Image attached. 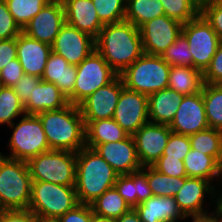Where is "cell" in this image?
I'll list each match as a JSON object with an SVG mask.
<instances>
[{"label": "cell", "mask_w": 222, "mask_h": 222, "mask_svg": "<svg viewBox=\"0 0 222 222\" xmlns=\"http://www.w3.org/2000/svg\"><path fill=\"white\" fill-rule=\"evenodd\" d=\"M95 49L118 75L144 54L140 29L126 20L104 25Z\"/></svg>", "instance_id": "6da1fadb"}, {"label": "cell", "mask_w": 222, "mask_h": 222, "mask_svg": "<svg viewBox=\"0 0 222 222\" xmlns=\"http://www.w3.org/2000/svg\"><path fill=\"white\" fill-rule=\"evenodd\" d=\"M51 150L77 153L86 147L85 122L78 105L38 113Z\"/></svg>", "instance_id": "7a4b0ae2"}, {"label": "cell", "mask_w": 222, "mask_h": 222, "mask_svg": "<svg viewBox=\"0 0 222 222\" xmlns=\"http://www.w3.org/2000/svg\"><path fill=\"white\" fill-rule=\"evenodd\" d=\"M118 174L94 149L84 147L76 153L75 190L80 204L90 205L114 187Z\"/></svg>", "instance_id": "3957f363"}, {"label": "cell", "mask_w": 222, "mask_h": 222, "mask_svg": "<svg viewBox=\"0 0 222 222\" xmlns=\"http://www.w3.org/2000/svg\"><path fill=\"white\" fill-rule=\"evenodd\" d=\"M31 189L27 162L0 155V210L28 209Z\"/></svg>", "instance_id": "277c9868"}, {"label": "cell", "mask_w": 222, "mask_h": 222, "mask_svg": "<svg viewBox=\"0 0 222 222\" xmlns=\"http://www.w3.org/2000/svg\"><path fill=\"white\" fill-rule=\"evenodd\" d=\"M170 68L160 55L144 53L119 76L125 88L149 96L168 88Z\"/></svg>", "instance_id": "5b68a950"}, {"label": "cell", "mask_w": 222, "mask_h": 222, "mask_svg": "<svg viewBox=\"0 0 222 222\" xmlns=\"http://www.w3.org/2000/svg\"><path fill=\"white\" fill-rule=\"evenodd\" d=\"M78 204L75 185L32 181L28 210L38 218L57 220Z\"/></svg>", "instance_id": "8992f818"}, {"label": "cell", "mask_w": 222, "mask_h": 222, "mask_svg": "<svg viewBox=\"0 0 222 222\" xmlns=\"http://www.w3.org/2000/svg\"><path fill=\"white\" fill-rule=\"evenodd\" d=\"M19 119L17 124L14 122L9 126L13 128L11 138L8 140L9 145H7L11 153L6 156L0 152V155L9 159L28 162L40 153L50 151L39 117L25 114L22 119L21 117Z\"/></svg>", "instance_id": "52a82bcc"}, {"label": "cell", "mask_w": 222, "mask_h": 222, "mask_svg": "<svg viewBox=\"0 0 222 222\" xmlns=\"http://www.w3.org/2000/svg\"><path fill=\"white\" fill-rule=\"evenodd\" d=\"M27 164L32 181L51 182L58 185H75V152L50 150L30 159Z\"/></svg>", "instance_id": "ba28073f"}, {"label": "cell", "mask_w": 222, "mask_h": 222, "mask_svg": "<svg viewBox=\"0 0 222 222\" xmlns=\"http://www.w3.org/2000/svg\"><path fill=\"white\" fill-rule=\"evenodd\" d=\"M76 68L74 89L67 97L73 105H79L93 92L108 85L118 76L96 49Z\"/></svg>", "instance_id": "9c48e42d"}, {"label": "cell", "mask_w": 222, "mask_h": 222, "mask_svg": "<svg viewBox=\"0 0 222 222\" xmlns=\"http://www.w3.org/2000/svg\"><path fill=\"white\" fill-rule=\"evenodd\" d=\"M182 34L189 43L193 68L204 73L222 42L201 14L183 24Z\"/></svg>", "instance_id": "30bf717a"}, {"label": "cell", "mask_w": 222, "mask_h": 222, "mask_svg": "<svg viewBox=\"0 0 222 222\" xmlns=\"http://www.w3.org/2000/svg\"><path fill=\"white\" fill-rule=\"evenodd\" d=\"M213 185L211 181L202 178L186 177L174 199L187 219L190 217L192 221H207L212 212L204 210V199L209 194L215 200L216 186Z\"/></svg>", "instance_id": "8fae6325"}, {"label": "cell", "mask_w": 222, "mask_h": 222, "mask_svg": "<svg viewBox=\"0 0 222 222\" xmlns=\"http://www.w3.org/2000/svg\"><path fill=\"white\" fill-rule=\"evenodd\" d=\"M182 27V23L166 15L144 23L139 28L144 53L161 55L180 36Z\"/></svg>", "instance_id": "7c38bea8"}, {"label": "cell", "mask_w": 222, "mask_h": 222, "mask_svg": "<svg viewBox=\"0 0 222 222\" xmlns=\"http://www.w3.org/2000/svg\"><path fill=\"white\" fill-rule=\"evenodd\" d=\"M113 119L129 135H134L149 122L148 96L124 87L120 93Z\"/></svg>", "instance_id": "4fadbf2b"}, {"label": "cell", "mask_w": 222, "mask_h": 222, "mask_svg": "<svg viewBox=\"0 0 222 222\" xmlns=\"http://www.w3.org/2000/svg\"><path fill=\"white\" fill-rule=\"evenodd\" d=\"M123 88V81L118 75L108 85L99 88L85 98L78 105L84 121L113 118Z\"/></svg>", "instance_id": "5bb4252c"}, {"label": "cell", "mask_w": 222, "mask_h": 222, "mask_svg": "<svg viewBox=\"0 0 222 222\" xmlns=\"http://www.w3.org/2000/svg\"><path fill=\"white\" fill-rule=\"evenodd\" d=\"M95 49V39L65 23L53 44L52 52L59 54L69 64L79 65Z\"/></svg>", "instance_id": "9a60e30c"}, {"label": "cell", "mask_w": 222, "mask_h": 222, "mask_svg": "<svg viewBox=\"0 0 222 222\" xmlns=\"http://www.w3.org/2000/svg\"><path fill=\"white\" fill-rule=\"evenodd\" d=\"M172 130L166 124L147 122L133 136L140 164L152 166L163 154Z\"/></svg>", "instance_id": "2e32d148"}, {"label": "cell", "mask_w": 222, "mask_h": 222, "mask_svg": "<svg viewBox=\"0 0 222 222\" xmlns=\"http://www.w3.org/2000/svg\"><path fill=\"white\" fill-rule=\"evenodd\" d=\"M168 126L172 132L186 136L209 128L202 91L184 96L172 122Z\"/></svg>", "instance_id": "e0dca14e"}, {"label": "cell", "mask_w": 222, "mask_h": 222, "mask_svg": "<svg viewBox=\"0 0 222 222\" xmlns=\"http://www.w3.org/2000/svg\"><path fill=\"white\" fill-rule=\"evenodd\" d=\"M94 150L118 175L131 174L142 169L132 135L120 141L99 144Z\"/></svg>", "instance_id": "ac0fdd59"}, {"label": "cell", "mask_w": 222, "mask_h": 222, "mask_svg": "<svg viewBox=\"0 0 222 222\" xmlns=\"http://www.w3.org/2000/svg\"><path fill=\"white\" fill-rule=\"evenodd\" d=\"M65 23L64 6L59 3H47L22 32L40 42L52 45Z\"/></svg>", "instance_id": "d6986e66"}, {"label": "cell", "mask_w": 222, "mask_h": 222, "mask_svg": "<svg viewBox=\"0 0 222 222\" xmlns=\"http://www.w3.org/2000/svg\"><path fill=\"white\" fill-rule=\"evenodd\" d=\"M51 51V45L31 38L23 32L17 37V59L24 74L42 77Z\"/></svg>", "instance_id": "ffe728a7"}, {"label": "cell", "mask_w": 222, "mask_h": 222, "mask_svg": "<svg viewBox=\"0 0 222 222\" xmlns=\"http://www.w3.org/2000/svg\"><path fill=\"white\" fill-rule=\"evenodd\" d=\"M66 23L96 39L103 28L92 0H66Z\"/></svg>", "instance_id": "44dd1931"}, {"label": "cell", "mask_w": 222, "mask_h": 222, "mask_svg": "<svg viewBox=\"0 0 222 222\" xmlns=\"http://www.w3.org/2000/svg\"><path fill=\"white\" fill-rule=\"evenodd\" d=\"M134 210L141 222H177L187 217L180 211L174 197L151 196Z\"/></svg>", "instance_id": "7402d4cb"}, {"label": "cell", "mask_w": 222, "mask_h": 222, "mask_svg": "<svg viewBox=\"0 0 222 222\" xmlns=\"http://www.w3.org/2000/svg\"><path fill=\"white\" fill-rule=\"evenodd\" d=\"M70 103L67 96L54 83L41 80L24 104L26 115L64 108Z\"/></svg>", "instance_id": "603a6c76"}, {"label": "cell", "mask_w": 222, "mask_h": 222, "mask_svg": "<svg viewBox=\"0 0 222 222\" xmlns=\"http://www.w3.org/2000/svg\"><path fill=\"white\" fill-rule=\"evenodd\" d=\"M185 95L170 88L148 96L149 122L169 125Z\"/></svg>", "instance_id": "cb8c5ba5"}, {"label": "cell", "mask_w": 222, "mask_h": 222, "mask_svg": "<svg viewBox=\"0 0 222 222\" xmlns=\"http://www.w3.org/2000/svg\"><path fill=\"white\" fill-rule=\"evenodd\" d=\"M76 75V65L69 64L66 59L51 51L41 79L54 83L68 97L73 92Z\"/></svg>", "instance_id": "d4e9b609"}, {"label": "cell", "mask_w": 222, "mask_h": 222, "mask_svg": "<svg viewBox=\"0 0 222 222\" xmlns=\"http://www.w3.org/2000/svg\"><path fill=\"white\" fill-rule=\"evenodd\" d=\"M114 187L132 209L153 196L147 177L141 170L118 175Z\"/></svg>", "instance_id": "484cf974"}, {"label": "cell", "mask_w": 222, "mask_h": 222, "mask_svg": "<svg viewBox=\"0 0 222 222\" xmlns=\"http://www.w3.org/2000/svg\"><path fill=\"white\" fill-rule=\"evenodd\" d=\"M84 122L86 147L91 149L99 144L120 141L129 136L113 118Z\"/></svg>", "instance_id": "4316f807"}, {"label": "cell", "mask_w": 222, "mask_h": 222, "mask_svg": "<svg viewBox=\"0 0 222 222\" xmlns=\"http://www.w3.org/2000/svg\"><path fill=\"white\" fill-rule=\"evenodd\" d=\"M187 177L202 178L213 182L221 176L222 165L212 156L191 150L183 160Z\"/></svg>", "instance_id": "83f0119b"}, {"label": "cell", "mask_w": 222, "mask_h": 222, "mask_svg": "<svg viewBox=\"0 0 222 222\" xmlns=\"http://www.w3.org/2000/svg\"><path fill=\"white\" fill-rule=\"evenodd\" d=\"M204 85L203 73L193 67L171 66L168 88L183 95L200 93Z\"/></svg>", "instance_id": "f1b7e54d"}, {"label": "cell", "mask_w": 222, "mask_h": 222, "mask_svg": "<svg viewBox=\"0 0 222 222\" xmlns=\"http://www.w3.org/2000/svg\"><path fill=\"white\" fill-rule=\"evenodd\" d=\"M90 206L94 215L110 219L120 218L132 209L115 187L106 190Z\"/></svg>", "instance_id": "f546056e"}, {"label": "cell", "mask_w": 222, "mask_h": 222, "mask_svg": "<svg viewBox=\"0 0 222 222\" xmlns=\"http://www.w3.org/2000/svg\"><path fill=\"white\" fill-rule=\"evenodd\" d=\"M165 15L160 0H129L126 2V21L140 28L144 23Z\"/></svg>", "instance_id": "4dcf8cb0"}, {"label": "cell", "mask_w": 222, "mask_h": 222, "mask_svg": "<svg viewBox=\"0 0 222 222\" xmlns=\"http://www.w3.org/2000/svg\"><path fill=\"white\" fill-rule=\"evenodd\" d=\"M141 171L147 177L153 196L174 197L186 180V177H171L162 174L152 166H143Z\"/></svg>", "instance_id": "1f68e13d"}, {"label": "cell", "mask_w": 222, "mask_h": 222, "mask_svg": "<svg viewBox=\"0 0 222 222\" xmlns=\"http://www.w3.org/2000/svg\"><path fill=\"white\" fill-rule=\"evenodd\" d=\"M191 148L214 157L222 165V130L211 127L189 136Z\"/></svg>", "instance_id": "d6a6232c"}, {"label": "cell", "mask_w": 222, "mask_h": 222, "mask_svg": "<svg viewBox=\"0 0 222 222\" xmlns=\"http://www.w3.org/2000/svg\"><path fill=\"white\" fill-rule=\"evenodd\" d=\"M203 102L209 127L222 130V84H205Z\"/></svg>", "instance_id": "836d02e7"}, {"label": "cell", "mask_w": 222, "mask_h": 222, "mask_svg": "<svg viewBox=\"0 0 222 222\" xmlns=\"http://www.w3.org/2000/svg\"><path fill=\"white\" fill-rule=\"evenodd\" d=\"M24 115V105L13 87L0 85V125L11 126L14 119Z\"/></svg>", "instance_id": "e575fe53"}, {"label": "cell", "mask_w": 222, "mask_h": 222, "mask_svg": "<svg viewBox=\"0 0 222 222\" xmlns=\"http://www.w3.org/2000/svg\"><path fill=\"white\" fill-rule=\"evenodd\" d=\"M14 21L21 30L48 3L47 0H5Z\"/></svg>", "instance_id": "d590c367"}, {"label": "cell", "mask_w": 222, "mask_h": 222, "mask_svg": "<svg viewBox=\"0 0 222 222\" xmlns=\"http://www.w3.org/2000/svg\"><path fill=\"white\" fill-rule=\"evenodd\" d=\"M165 15L182 24L195 19L200 14L199 6L193 0H160Z\"/></svg>", "instance_id": "8d00e7d4"}, {"label": "cell", "mask_w": 222, "mask_h": 222, "mask_svg": "<svg viewBox=\"0 0 222 222\" xmlns=\"http://www.w3.org/2000/svg\"><path fill=\"white\" fill-rule=\"evenodd\" d=\"M160 56L169 66L193 67L189 43L182 33Z\"/></svg>", "instance_id": "74e56055"}, {"label": "cell", "mask_w": 222, "mask_h": 222, "mask_svg": "<svg viewBox=\"0 0 222 222\" xmlns=\"http://www.w3.org/2000/svg\"><path fill=\"white\" fill-rule=\"evenodd\" d=\"M103 25L121 22L125 19L126 2L124 0H92Z\"/></svg>", "instance_id": "f35d334b"}, {"label": "cell", "mask_w": 222, "mask_h": 222, "mask_svg": "<svg viewBox=\"0 0 222 222\" xmlns=\"http://www.w3.org/2000/svg\"><path fill=\"white\" fill-rule=\"evenodd\" d=\"M191 150L189 136L172 132L161 157L184 160Z\"/></svg>", "instance_id": "ab89813d"}, {"label": "cell", "mask_w": 222, "mask_h": 222, "mask_svg": "<svg viewBox=\"0 0 222 222\" xmlns=\"http://www.w3.org/2000/svg\"><path fill=\"white\" fill-rule=\"evenodd\" d=\"M22 32L9 12L5 0H0V40L17 38Z\"/></svg>", "instance_id": "60d3db41"}, {"label": "cell", "mask_w": 222, "mask_h": 222, "mask_svg": "<svg viewBox=\"0 0 222 222\" xmlns=\"http://www.w3.org/2000/svg\"><path fill=\"white\" fill-rule=\"evenodd\" d=\"M200 14L211 25L222 42V2H210L200 8Z\"/></svg>", "instance_id": "b9f144b4"}, {"label": "cell", "mask_w": 222, "mask_h": 222, "mask_svg": "<svg viewBox=\"0 0 222 222\" xmlns=\"http://www.w3.org/2000/svg\"><path fill=\"white\" fill-rule=\"evenodd\" d=\"M152 167L160 173L171 177H187L184 162L182 160L160 157L152 164Z\"/></svg>", "instance_id": "7bdbcfd3"}, {"label": "cell", "mask_w": 222, "mask_h": 222, "mask_svg": "<svg viewBox=\"0 0 222 222\" xmlns=\"http://www.w3.org/2000/svg\"><path fill=\"white\" fill-rule=\"evenodd\" d=\"M205 84H222V43L212 57L209 67L203 73Z\"/></svg>", "instance_id": "ee69618b"}, {"label": "cell", "mask_w": 222, "mask_h": 222, "mask_svg": "<svg viewBox=\"0 0 222 222\" xmlns=\"http://www.w3.org/2000/svg\"><path fill=\"white\" fill-rule=\"evenodd\" d=\"M24 75L23 68L16 58L10 61V64L4 66L0 71V85L14 86Z\"/></svg>", "instance_id": "f6af8a7d"}, {"label": "cell", "mask_w": 222, "mask_h": 222, "mask_svg": "<svg viewBox=\"0 0 222 222\" xmlns=\"http://www.w3.org/2000/svg\"><path fill=\"white\" fill-rule=\"evenodd\" d=\"M41 80V77L24 74L21 79L12 86L23 105L28 101L33 89Z\"/></svg>", "instance_id": "bcb514c9"}, {"label": "cell", "mask_w": 222, "mask_h": 222, "mask_svg": "<svg viewBox=\"0 0 222 222\" xmlns=\"http://www.w3.org/2000/svg\"><path fill=\"white\" fill-rule=\"evenodd\" d=\"M93 211L90 205L78 204L72 210L60 216L58 222H92Z\"/></svg>", "instance_id": "7dc6e473"}, {"label": "cell", "mask_w": 222, "mask_h": 222, "mask_svg": "<svg viewBox=\"0 0 222 222\" xmlns=\"http://www.w3.org/2000/svg\"><path fill=\"white\" fill-rule=\"evenodd\" d=\"M0 222H37V216L28 209L0 210Z\"/></svg>", "instance_id": "c3c4849f"}, {"label": "cell", "mask_w": 222, "mask_h": 222, "mask_svg": "<svg viewBox=\"0 0 222 222\" xmlns=\"http://www.w3.org/2000/svg\"><path fill=\"white\" fill-rule=\"evenodd\" d=\"M17 58V38L0 40V71Z\"/></svg>", "instance_id": "681fc988"}, {"label": "cell", "mask_w": 222, "mask_h": 222, "mask_svg": "<svg viewBox=\"0 0 222 222\" xmlns=\"http://www.w3.org/2000/svg\"><path fill=\"white\" fill-rule=\"evenodd\" d=\"M115 222H141L138 213L131 209L129 212L123 214L120 218L115 219Z\"/></svg>", "instance_id": "f907efd6"}, {"label": "cell", "mask_w": 222, "mask_h": 222, "mask_svg": "<svg viewBox=\"0 0 222 222\" xmlns=\"http://www.w3.org/2000/svg\"><path fill=\"white\" fill-rule=\"evenodd\" d=\"M217 194V195H216ZM215 204L214 205H216L215 206V210H214V212L219 216V217H221L222 218V192H220L219 194H218V192L217 191H215Z\"/></svg>", "instance_id": "816d5d0a"}, {"label": "cell", "mask_w": 222, "mask_h": 222, "mask_svg": "<svg viewBox=\"0 0 222 222\" xmlns=\"http://www.w3.org/2000/svg\"><path fill=\"white\" fill-rule=\"evenodd\" d=\"M92 222H115V219L104 218V217L94 215Z\"/></svg>", "instance_id": "f5cc1de1"}, {"label": "cell", "mask_w": 222, "mask_h": 222, "mask_svg": "<svg viewBox=\"0 0 222 222\" xmlns=\"http://www.w3.org/2000/svg\"><path fill=\"white\" fill-rule=\"evenodd\" d=\"M208 222H222V218L219 217L214 211L207 219Z\"/></svg>", "instance_id": "db71d44e"}, {"label": "cell", "mask_w": 222, "mask_h": 222, "mask_svg": "<svg viewBox=\"0 0 222 222\" xmlns=\"http://www.w3.org/2000/svg\"><path fill=\"white\" fill-rule=\"evenodd\" d=\"M198 6L199 8H201L204 4L213 2L215 0H193Z\"/></svg>", "instance_id": "11a10c76"}, {"label": "cell", "mask_w": 222, "mask_h": 222, "mask_svg": "<svg viewBox=\"0 0 222 222\" xmlns=\"http://www.w3.org/2000/svg\"><path fill=\"white\" fill-rule=\"evenodd\" d=\"M37 222H58V221L53 219H42L37 217Z\"/></svg>", "instance_id": "9f6ffc18"}, {"label": "cell", "mask_w": 222, "mask_h": 222, "mask_svg": "<svg viewBox=\"0 0 222 222\" xmlns=\"http://www.w3.org/2000/svg\"><path fill=\"white\" fill-rule=\"evenodd\" d=\"M48 3H59V4H64L66 0H47Z\"/></svg>", "instance_id": "6f0895ef"}, {"label": "cell", "mask_w": 222, "mask_h": 222, "mask_svg": "<svg viewBox=\"0 0 222 222\" xmlns=\"http://www.w3.org/2000/svg\"><path fill=\"white\" fill-rule=\"evenodd\" d=\"M192 222H208V221H192Z\"/></svg>", "instance_id": "680465c9"}]
</instances>
